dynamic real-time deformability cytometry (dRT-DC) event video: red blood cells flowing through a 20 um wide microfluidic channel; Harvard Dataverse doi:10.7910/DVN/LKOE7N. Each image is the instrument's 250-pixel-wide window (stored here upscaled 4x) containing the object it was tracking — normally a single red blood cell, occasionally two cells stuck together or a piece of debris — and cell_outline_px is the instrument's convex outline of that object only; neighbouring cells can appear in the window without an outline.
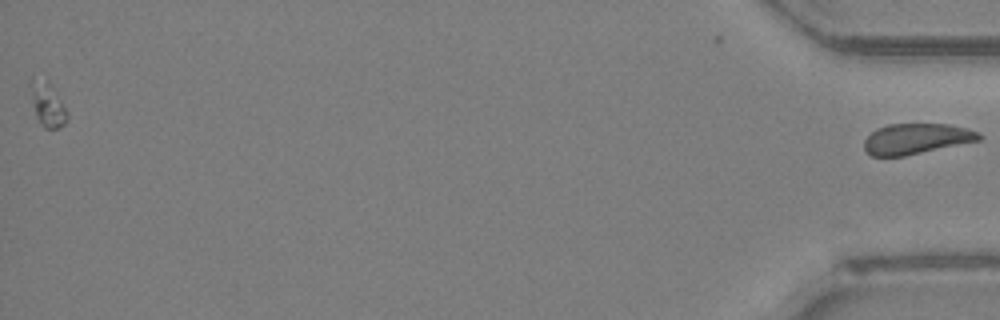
{"species": "Egyptian fruit bat (a non-hibernating species)", "species_latin": "Rousettus aegyptiacus", "temperature_condition": "room temperature", "stored_images_in_passage": 46, "camera_frame_rate_fps": 3000, "um_per_image_px": 0.085, "animal": {"sex": "female"}, "frame": {"image": 1, "passage_image": 46, "time_ms": 15.0, "image_size_px": [1000, 320], "cell_outline_px": [[984, 136], [980, 140], [904, 156], [872, 156], [864, 148], [864, 140], [876, 128], [888, 124], [948, 124], [980, 132]], "centroid_in_image_um": [77.89, 11.79], "position_along_channel_um": 357.3, "area_um2": 20.35}}